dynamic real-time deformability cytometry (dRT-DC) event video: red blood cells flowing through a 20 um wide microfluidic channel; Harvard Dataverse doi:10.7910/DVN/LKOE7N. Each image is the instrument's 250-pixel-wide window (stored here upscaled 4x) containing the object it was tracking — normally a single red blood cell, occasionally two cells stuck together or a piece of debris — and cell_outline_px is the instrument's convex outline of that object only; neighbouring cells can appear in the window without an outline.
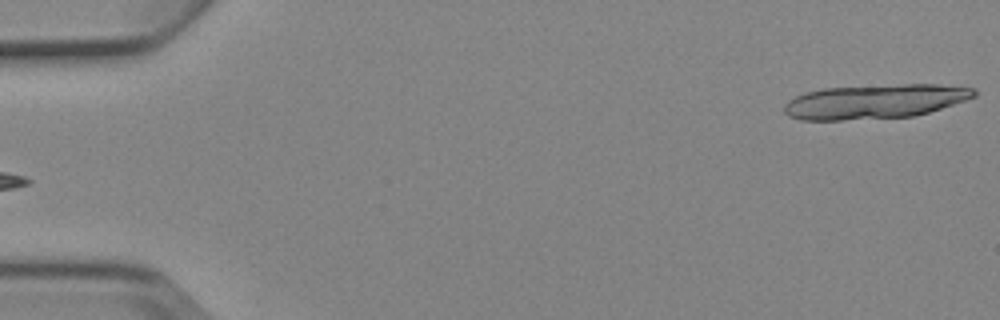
{"species": "Egyptian fruit bat (a non-hibernating species)", "species_latin": "Rousettus aegyptiacus", "temperature_condition": "cold", "stored_images_in_passage": 6, "segment_of_instrument_passage": [2, 2], "camera_frame_rate_fps": 3000, "um_per_image_px": 0.085, "animal": {"sex": "female"}, "frame": {"image": 1, "passage_image": 6, "time_ms": 6.0, "image_size_px": [1000, 320], "cell_outline_px": [[976, 96], [928, 112], [912, 116], [840, 120], [800, 120], [788, 116], [784, 112], [784, 104], [788, 100], [804, 92], [824, 88], [904, 84], [936, 84], [976, 88]], "centroid_in_image_um": [74.31, 8.62], "position_along_channel_um": 10.7, "area_um2": 37.8}}